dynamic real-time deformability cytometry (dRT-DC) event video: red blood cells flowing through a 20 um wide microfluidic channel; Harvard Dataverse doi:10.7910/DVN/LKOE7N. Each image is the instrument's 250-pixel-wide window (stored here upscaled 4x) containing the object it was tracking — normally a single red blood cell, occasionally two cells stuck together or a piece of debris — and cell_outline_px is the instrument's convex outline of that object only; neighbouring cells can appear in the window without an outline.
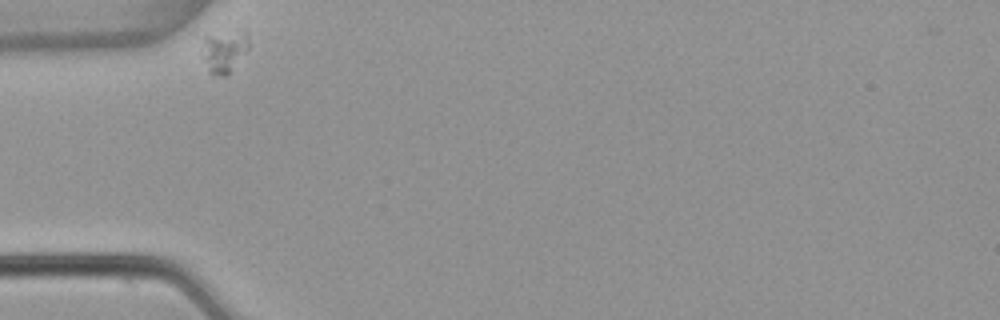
{"species": "common noctule bat (a hibernating species)", "species_latin": "Nyctalus noctula", "temperature_condition": "warm", "stored_images_in_passage": 34, "camera_frame_rate_fps": 3000, "um_per_image_px": 0.085, "animal": {"sex": "female", "body_mass_g": 22.7, "forearm_length_mm": 54.2}, "frame": {"image": 1, "passage_image": 1, "time_ms": 0.0, "image_size_px": [1000, 320], "cell_outline_px": [[248, 48], [228, 72], [224, 76], [212, 76], [208, 72], [204, 40], [204, 36], [244, 32], [248, 32]], "centroid_in_image_um": [19.08, 4.39], "position_along_channel_um": 65.9, "area_um2": 10.4}}
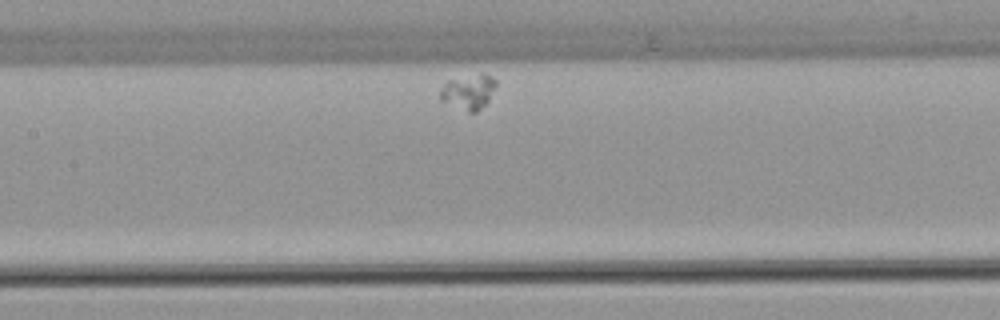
{"frame": {"image": 2, "passage_image": 12, "time_ms": 3.667, "image_size_px": [1000, 320], "cell_outline_px": [[496, 88], [488, 100], [476, 112], [468, 112], [440, 100], [440, 92], [444, 84], [448, 80], [484, 72], [492, 76], [496, 80]], "centroid_in_image_um": [39.85, 7.78], "position_along_channel_um": 167.6, "area_um2": 11.33}}
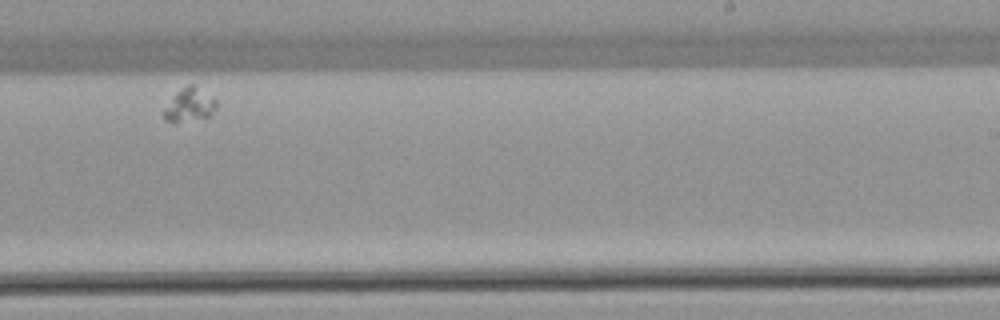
{"frame": {"image": 3, "passage_image": 23, "time_ms": 7.333, "image_size_px": [1000, 320], "cell_outline_px": [[216, 108], [212, 116], [176, 124], [164, 120], [164, 108], [176, 92], [188, 84], [192, 84], [216, 100]], "centroid_in_image_um": [16.09, 8.97], "position_along_channel_um": 272.9, "area_um2": 10.35}}